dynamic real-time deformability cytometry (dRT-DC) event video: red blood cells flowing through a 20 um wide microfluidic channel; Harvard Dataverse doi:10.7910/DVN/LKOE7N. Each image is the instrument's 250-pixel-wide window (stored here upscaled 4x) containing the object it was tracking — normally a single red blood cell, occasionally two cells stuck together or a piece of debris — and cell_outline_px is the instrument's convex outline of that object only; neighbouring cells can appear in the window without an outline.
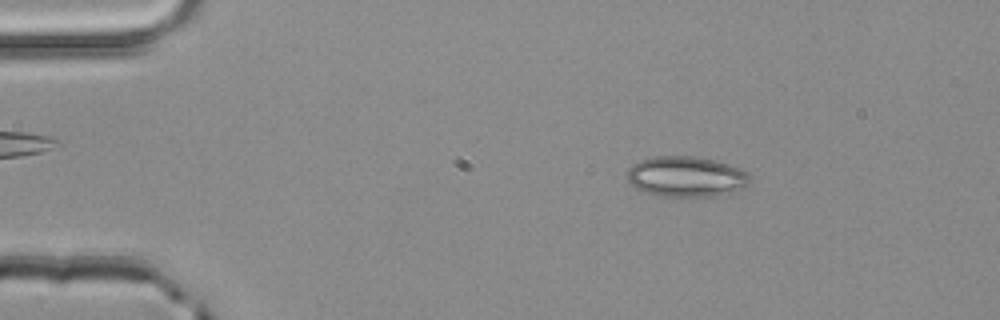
{"species": "common noctule bat (a hibernating species)", "species_latin": "Nyctalus noctula", "temperature_condition": "room temperature", "stored_images_in_passage": 51, "camera_frame_rate_fps": 3000, "um_per_image_px": 0.085, "animal": {"sex": "male", "body_mass_g": 20.4}, "frame": {"image": 1, "passage_image": 8, "time_ms": 2.333, "image_size_px": [1000, 320], "cell_outline_px": [[752, 180], [748, 184], [736, 192], [712, 196], [664, 196], [648, 192], [636, 188], [628, 184], [628, 168], [632, 164], [640, 160], [652, 156], [696, 156], [728, 164], [740, 168], [748, 172]], "centroid_in_image_um": [58.34, 15.0], "position_along_channel_um": 26.7, "area_um2": 29.07}}
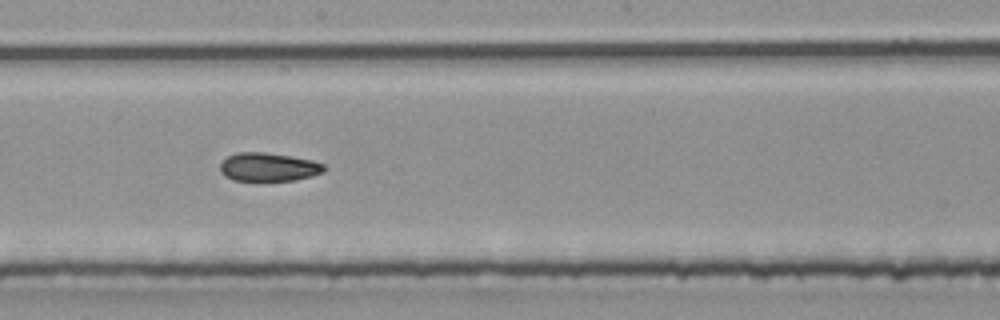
{"frame": {"image": 2, "passage_image": 28, "time_ms": 9.0, "image_size_px": [1000, 320], "cell_outline_px": [[324, 172], [312, 176], [296, 180], [236, 180], [224, 176], [220, 172], [220, 164], [228, 156], [236, 152], [264, 152], [292, 156], [312, 160], [324, 164]], "centroid_in_image_um": [22.82, 14.19], "position_along_channel_um": 225.4, "area_um2": 17.22}}
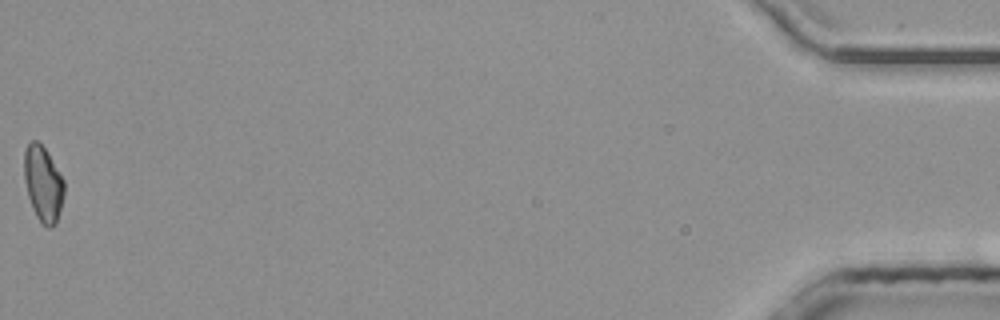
{"frame": {"image": 3, "passage_image": 51, "time_ms": 16.667, "image_size_px": [1000, 320], "cell_outline_px": [[64, 196], [56, 224], [48, 228], [40, 224], [32, 208], [28, 196], [24, 180], [24, 152], [28, 144], [32, 140], [36, 140], [44, 148], [64, 180]], "centroid_in_image_um": [3.65, 15.67], "position_along_channel_um": 431.5, "area_um2": 17.57}, "authors_computed_cell_mechanics": {"area_um2": 17.8024, "velocity_mm_per_s": 4.0643, "shape_relaxation_time_tau1_ms": null, "shape_relaxation_time_tau2_ms": 4.4596, "deformation_change_tau1": null, "deformation_change_tau2": 0.0966}}